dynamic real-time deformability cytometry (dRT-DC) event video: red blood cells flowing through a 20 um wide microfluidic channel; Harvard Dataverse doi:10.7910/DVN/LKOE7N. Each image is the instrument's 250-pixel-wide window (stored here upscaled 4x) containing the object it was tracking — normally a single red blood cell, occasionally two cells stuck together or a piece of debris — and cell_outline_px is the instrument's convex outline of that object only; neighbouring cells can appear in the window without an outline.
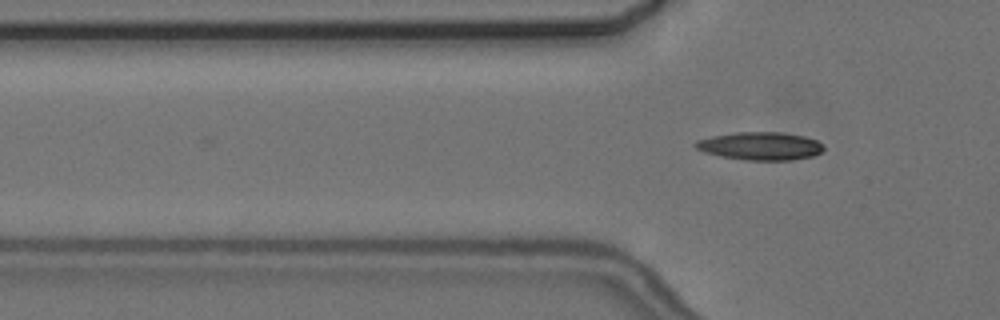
{"species": "common noctule bat (a hibernating species)", "species_latin": "Nyctalus noctula", "temperature_condition": "cold", "stored_images_in_passage": 6, "camera_frame_rate_fps": 3000, "um_per_image_px": 0.085, "animal": {"sex": "female", "body_mass_g": 24.6, "forearm_length_mm": 56.2}, "frame": {"image": 1, "passage_image": 6, "time_ms": 7.333, "image_size_px": [1000, 320], "cell_outline_px": [[824, 148], [820, 152], [812, 156], [792, 160], [744, 160], [720, 156], [704, 152], [696, 148], [692, 144], [696, 140], [712, 136], [736, 132], [780, 132], [804, 136], [816, 140], [824, 144]], "centroid_in_image_um": [64.61, 12.41], "position_along_channel_um": 61.2, "area_um2": 20.98}}